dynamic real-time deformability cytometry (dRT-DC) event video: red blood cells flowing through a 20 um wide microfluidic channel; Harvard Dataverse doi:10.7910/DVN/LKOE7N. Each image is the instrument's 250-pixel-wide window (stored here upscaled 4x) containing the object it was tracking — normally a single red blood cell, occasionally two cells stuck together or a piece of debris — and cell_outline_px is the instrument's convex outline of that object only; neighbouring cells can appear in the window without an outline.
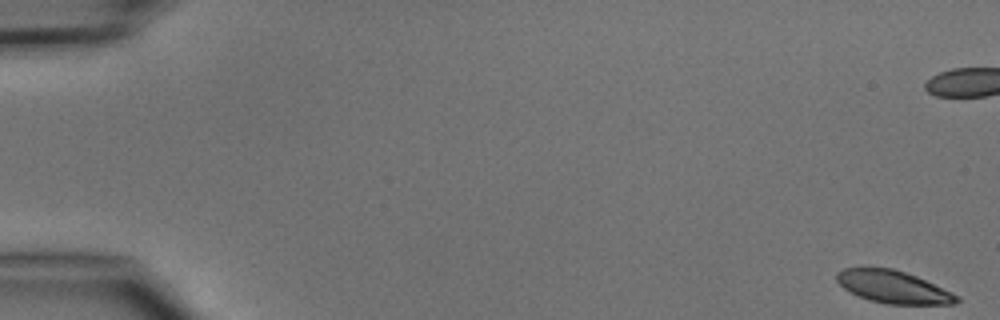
{"species": "common noctule bat (a hibernating species)", "species_latin": "Nyctalus noctula", "temperature_condition": "cold", "stored_images_in_passage": 6, "camera_frame_rate_fps": 3000, "um_per_image_px": 0.085, "animal": {"sex": "male", "body_mass_g": 15.6}, "frame": {"image": 1, "passage_image": 1, "time_ms": 0.0, "image_size_px": [1000, 320], "cell_outline_px": [[960, 300], [956, 304], [888, 304], [868, 300], [844, 288], [836, 280], [836, 272], [844, 268], [892, 268], [916, 276], [952, 292], [960, 296]], "centroid_in_image_um": [75.94, 24.39], "position_along_channel_um": 9.1, "area_um2": 22.54}}
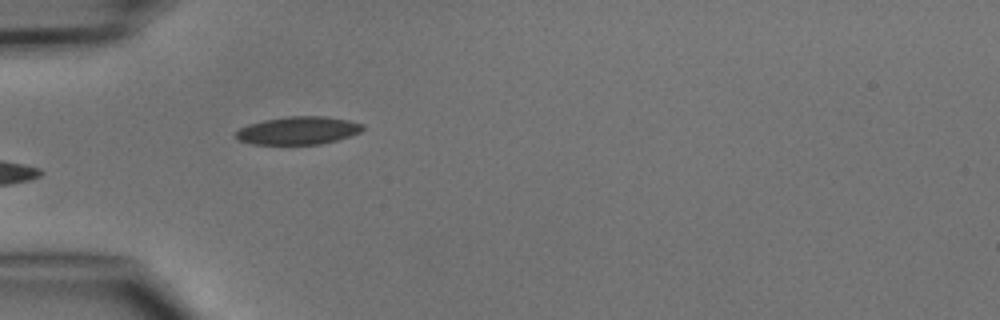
{"frame": {"image": 2, "passage_image": 5, "time_ms": 5.667, "image_size_px": [1000, 320], "cell_outline_px": [[364, 128], [360, 132], [336, 140], [320, 144], [252, 144], [236, 140], [236, 132], [240, 128], [248, 124], [264, 120], [288, 116], [324, 116], [348, 120], [364, 124]], "centroid_in_image_um": [25.32, 11.09], "position_along_channel_um": 59.7, "area_um2": 20.58}}